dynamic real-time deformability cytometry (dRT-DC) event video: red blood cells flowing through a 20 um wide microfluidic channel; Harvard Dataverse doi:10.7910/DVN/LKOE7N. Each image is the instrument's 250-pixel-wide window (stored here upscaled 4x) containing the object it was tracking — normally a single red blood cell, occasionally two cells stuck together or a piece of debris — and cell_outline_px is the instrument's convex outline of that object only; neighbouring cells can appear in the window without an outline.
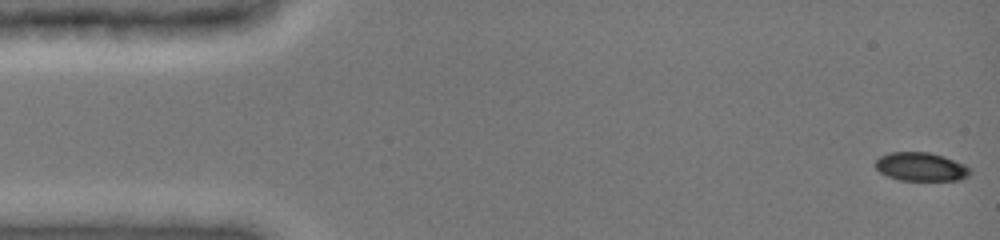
{"species": "common noctule bat (a hibernating species)", "species_latin": "Nyctalus noctula", "temperature_condition": "cold", "stored_images_in_passage": 48, "camera_frame_rate_fps": 3000, "um_per_image_px": 0.085, "animal": {"sex": "female", "body_mass_g": 19.0, "forearm_length_mm": 51.5}, "frame": {"image": 1, "passage_image": 1, "time_ms": 0.0, "image_size_px": [1000, 240], "cell_outline_px": [[968, 176], [956, 180], [904, 180], [888, 176], [880, 172], [876, 168], [876, 160], [880, 156], [888, 152], [928, 152], [944, 156], [964, 164], [968, 168]], "centroid_in_image_um": [78.24, 14.16], "position_along_channel_um": 6.8, "area_um2": 15.49}}
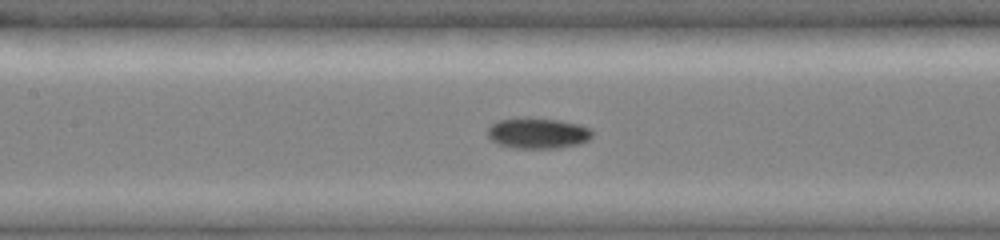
{"frame": {"image": 2, "passage_image": 22, "time_ms": 7.0, "image_size_px": [1000, 240], "cell_outline_px": [[596, 132], [588, 140], [580, 144], [556, 148], [516, 148], [500, 144], [492, 140], [488, 136], [488, 128], [496, 120], [528, 116], [556, 120], [580, 124], [592, 128]], "centroid_in_image_um": [45.76, 11.3], "position_along_channel_um": 161.6, "area_um2": 19.07}}
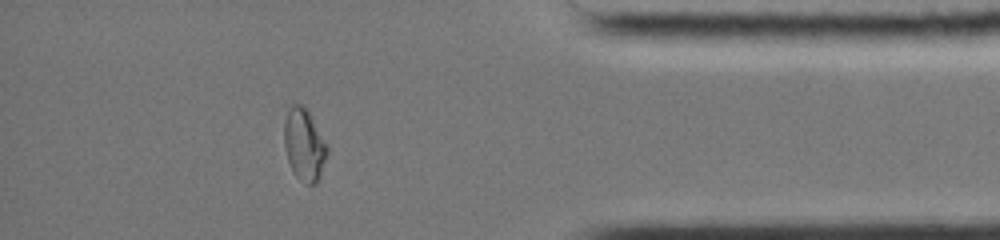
{"frame": {"image": 3, "passage_image": 42, "time_ms": 13.667, "image_size_px": [1000, 240], "cell_outline_px": [[328, 152], [320, 176], [316, 184], [304, 184], [296, 176], [288, 160], [284, 144], [284, 124], [288, 108], [292, 104], [300, 104], [308, 108], [328, 144]], "centroid_in_image_um": [25.88, 12.27], "position_along_channel_um": 409.3, "area_um2": 18.38}, "authors_computed_cell_mechanics": {"area_um2": 17.34, "velocity_mm_per_s": 3.9936, "shape_relaxation_time_tau1_ms": 10.6234, "shape_relaxation_time_tau2_ms": 2.3691, "deformation_change_tau1": 0.3097, "deformation_change_tau2": 0.0497}}